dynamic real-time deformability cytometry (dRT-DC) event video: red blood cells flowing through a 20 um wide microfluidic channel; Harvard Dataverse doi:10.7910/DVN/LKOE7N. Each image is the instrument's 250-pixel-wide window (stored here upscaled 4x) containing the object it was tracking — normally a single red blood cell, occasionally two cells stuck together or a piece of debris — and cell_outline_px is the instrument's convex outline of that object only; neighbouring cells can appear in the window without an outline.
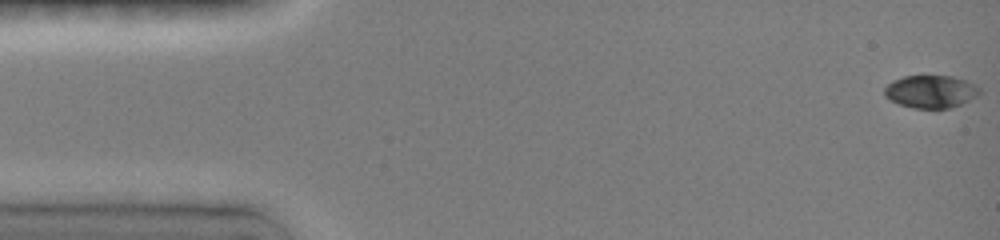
{"species": "common noctule bat (a hibernating species)", "species_latin": "Nyctalus noctula", "temperature_condition": "room temperature", "stored_images_in_passage": 6, "camera_frame_rate_fps": 3000, "um_per_image_px": 0.085, "animal": {"sex": "female", "body_mass_g": 19.0, "forearm_length_mm": 51.5}, "frame": {"image": 1, "passage_image": 1, "time_ms": 0.0, "image_size_px": [1000, 240], "cell_outline_px": [[980, 92], [976, 96], [952, 108], [912, 108], [900, 104], [884, 96], [884, 88], [892, 80], [904, 76], [952, 76], [964, 80], [980, 88]], "centroid_in_image_um": [79.08, 7.78], "position_along_channel_um": 5.9, "area_um2": 17.92}}
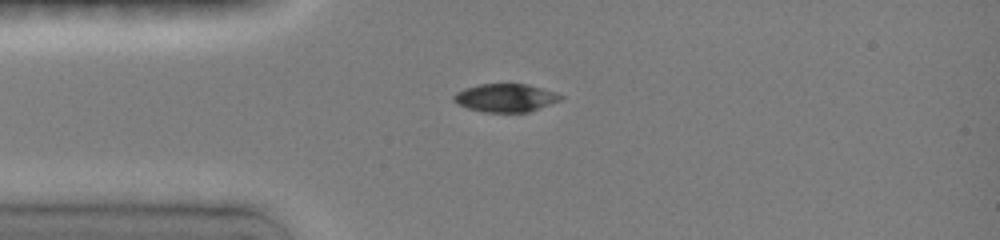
{"frame": {"image": 2, "passage_image": 5, "time_ms": 3.667, "image_size_px": [1000, 240], "cell_outline_px": [[564, 96], [560, 100], [528, 112], [484, 112], [468, 108], [456, 104], [452, 100], [452, 96], [456, 92], [464, 88], [480, 84], [528, 84], [556, 92]], "centroid_in_image_um": [42.93, 8.31], "position_along_channel_um": 42.1, "area_um2": 17.57}}